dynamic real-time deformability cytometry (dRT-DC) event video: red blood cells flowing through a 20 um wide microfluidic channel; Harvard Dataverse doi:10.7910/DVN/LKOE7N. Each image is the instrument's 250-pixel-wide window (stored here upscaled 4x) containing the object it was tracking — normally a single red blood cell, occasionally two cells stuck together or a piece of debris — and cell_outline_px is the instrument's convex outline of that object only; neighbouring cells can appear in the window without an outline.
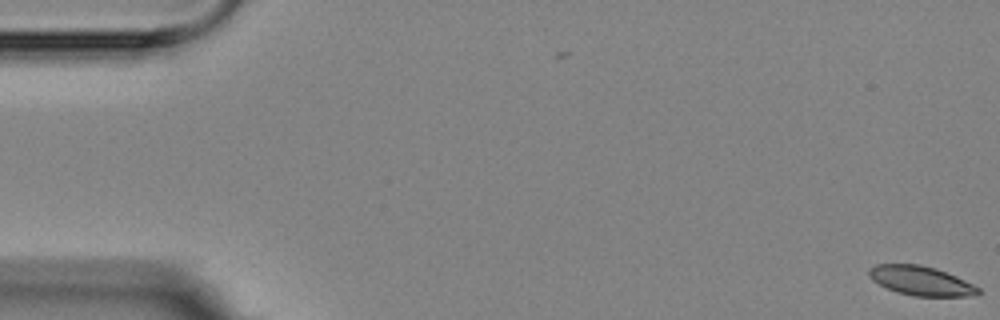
{"species": "Egyptian fruit bat (a non-hibernating species)", "species_latin": "Rousettus aegyptiacus", "temperature_condition": "room temperature", "stored_images_in_passage": 18, "camera_frame_rate_fps": 3000, "um_per_image_px": 0.085, "animal": {"sex": "female"}, "frame": {"image": 1, "passage_image": 1, "time_ms": 0.0, "image_size_px": [1000, 320], "cell_outline_px": [[984, 292], [976, 296], [912, 296], [896, 292], [872, 280], [868, 276], [868, 268], [876, 264], [920, 264], [936, 268], [956, 276], [980, 288]], "centroid_in_image_um": [78.3, 23.87], "position_along_channel_um": 6.7, "area_um2": 18.84}}
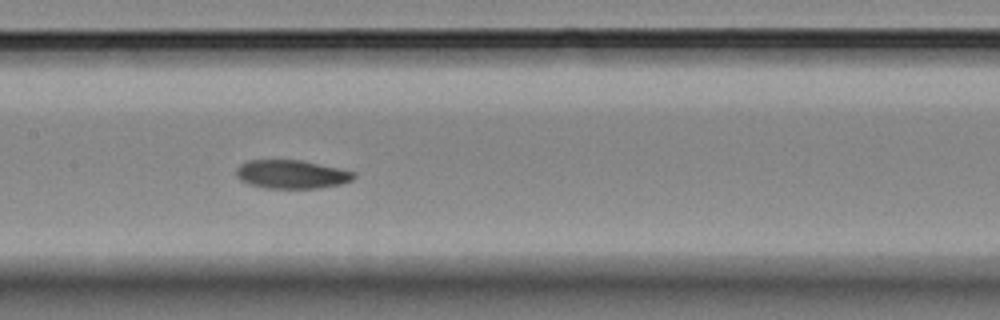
{"frame": {"image": 2, "passage_image": 9, "time_ms": 9.0, "image_size_px": [1000, 320], "cell_outline_px": [[356, 176], [352, 180], [340, 184], [320, 188], [264, 188], [248, 184], [240, 180], [236, 176], [236, 168], [240, 164], [248, 160], [300, 160], [340, 168], [356, 172]], "centroid_in_image_um": [24.78, 14.81], "position_along_channel_um": 182.6, "area_um2": 19.71}}
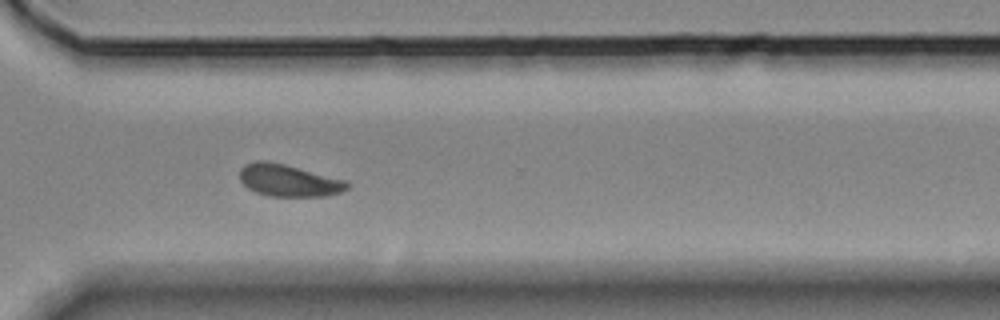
{"frame": {"image": 3, "passage_image": 13, "time_ms": 13.667, "image_size_px": [1000, 320], "cell_outline_px": [[352, 184], [348, 188], [340, 192], [328, 196], [268, 196], [256, 192], [248, 188], [240, 180], [240, 168], [244, 164], [256, 160], [264, 160], [284, 164], [348, 180]], "centroid_in_image_um": [24.56, 15.33], "position_along_channel_um": 346.0, "area_um2": 20.29}, "authors_computed_cell_mechanics": {"area_um2": 19.7387, "velocity_mm_per_s": 3.5108, "shape_relaxation_time_tau1_ms": 9.0859, "shape_relaxation_time_tau2_ms": null, "deformation_change_tau1": 0.1495, "deformation_change_tau2": null}}